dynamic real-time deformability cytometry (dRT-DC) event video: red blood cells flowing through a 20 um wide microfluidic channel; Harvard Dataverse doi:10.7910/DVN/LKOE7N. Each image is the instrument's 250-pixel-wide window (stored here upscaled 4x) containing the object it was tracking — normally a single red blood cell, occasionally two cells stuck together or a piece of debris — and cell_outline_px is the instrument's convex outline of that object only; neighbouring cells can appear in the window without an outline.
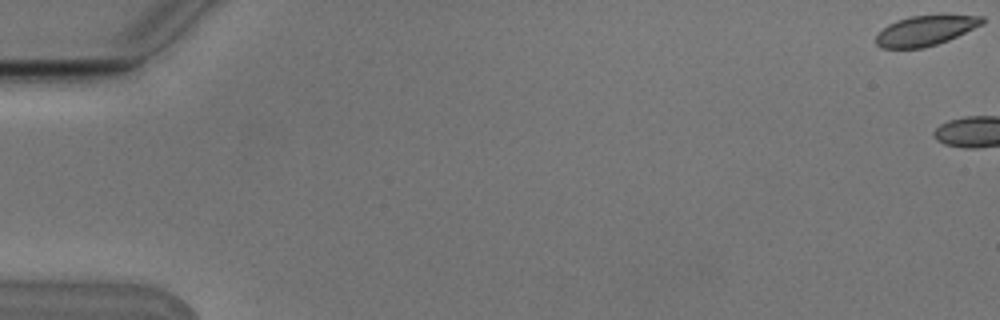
{"species": "Egyptian fruit bat (a non-hibernating species)", "species_latin": "Rousettus aegyptiacus", "temperature_condition": "cold", "stored_images_in_passage": 7, "camera_frame_rate_fps": 3000, "um_per_image_px": 0.085, "animal": {"sex": "male"}, "frame": {"image": 1, "passage_image": 1, "time_ms": 0.0, "image_size_px": [1000, 320], "cell_outline_px": [[984, 24], [948, 40], [924, 48], [880, 48], [876, 44], [876, 36], [888, 24], [896, 20], [908, 16], [984, 16]], "centroid_in_image_um": [78.64, 2.61], "position_along_channel_um": 6.4, "area_um2": 18.32}}